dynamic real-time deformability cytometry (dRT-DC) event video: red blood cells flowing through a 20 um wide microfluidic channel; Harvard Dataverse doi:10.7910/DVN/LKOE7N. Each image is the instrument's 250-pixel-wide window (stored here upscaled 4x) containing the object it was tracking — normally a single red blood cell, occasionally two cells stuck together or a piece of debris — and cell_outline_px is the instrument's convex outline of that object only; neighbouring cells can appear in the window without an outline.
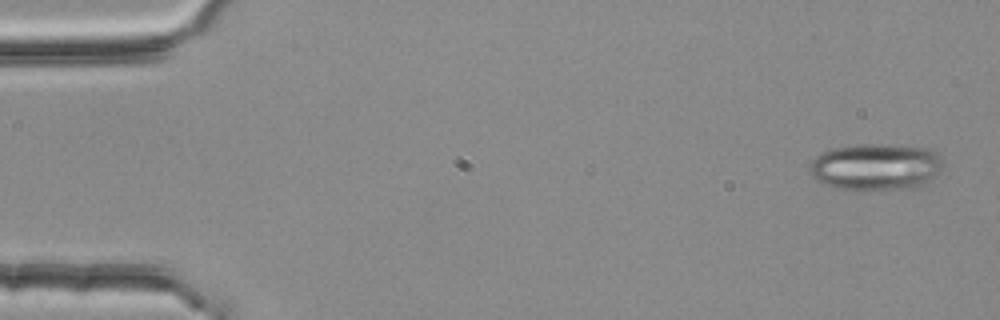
{"species": "common noctule bat (a hibernating species)", "species_latin": "Nyctalus noctula", "temperature_condition": "room temperature", "stored_images_in_passage": 4, "camera_frame_rate_fps": 3000, "um_per_image_px": 0.085, "animal": {"sex": "female", "body_mass_g": 25.1}, "frame": {"image": 1, "passage_image": 1, "time_ms": 0.0, "image_size_px": [1000, 320], "cell_outline_px": [[944, 160], [936, 176], [920, 188], [856, 192], [836, 188], [816, 180], [808, 172], [808, 168], [812, 160], [820, 152], [832, 148], [864, 144], [892, 144], [932, 148]], "centroid_in_image_um": [74.46, 14.21], "position_along_channel_um": 10.5, "area_um2": 37.63}}